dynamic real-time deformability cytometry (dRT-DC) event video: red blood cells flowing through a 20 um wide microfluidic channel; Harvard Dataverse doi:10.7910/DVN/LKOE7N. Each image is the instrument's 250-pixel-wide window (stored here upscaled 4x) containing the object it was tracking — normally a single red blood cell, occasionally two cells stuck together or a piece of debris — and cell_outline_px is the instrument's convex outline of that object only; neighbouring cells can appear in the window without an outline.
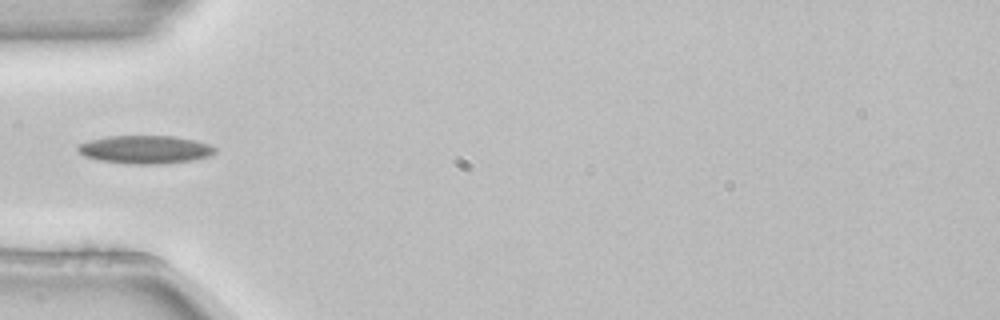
{"species": "common noctule bat (a hibernating species)", "species_latin": "Nyctalus noctula", "temperature_condition": "room temperature", "stored_images_in_passage": 4, "camera_frame_rate_fps": 3000, "um_per_image_px": 0.085, "animal": {"sex": "female", "body_mass_g": 22.7, "forearm_length_mm": 54.2}, "frame": {"image": 1, "passage_image": 4, "time_ms": 1.0, "image_size_px": [1000, 320], "cell_outline_px": [[216, 152], [208, 156], [192, 160], [160, 164], [128, 164], [100, 160], [84, 156], [76, 148], [76, 144], [108, 136], [172, 136], [196, 140], [208, 144], [216, 148]], "centroid_in_image_um": [12.33, 12.71], "position_along_channel_um": 72.7, "area_um2": 22.43}}